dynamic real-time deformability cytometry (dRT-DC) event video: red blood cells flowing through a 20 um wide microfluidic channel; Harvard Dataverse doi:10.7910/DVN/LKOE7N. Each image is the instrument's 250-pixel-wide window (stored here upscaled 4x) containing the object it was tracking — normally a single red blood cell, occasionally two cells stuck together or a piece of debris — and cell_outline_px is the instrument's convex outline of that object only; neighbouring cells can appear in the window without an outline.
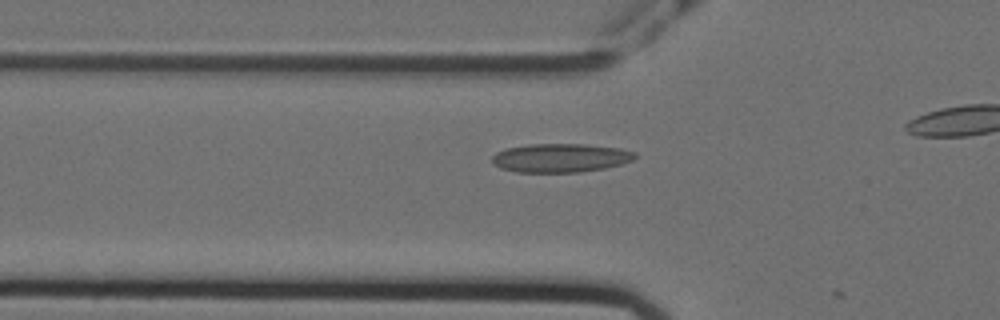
{"species": "Egyptian fruit bat (a non-hibernating species)", "species_latin": "Rousettus aegyptiacus", "temperature_condition": "cold", "stored_images_in_passage": 8, "camera_frame_rate_fps": 3000, "um_per_image_px": 0.085, "animal": {"sex": "female"}, "frame": {"image": 1, "passage_image": 6, "time_ms": 1.667, "image_size_px": [1000, 320], "cell_outline_px": [[636, 156], [632, 160], [620, 164], [604, 168], [580, 172], [516, 172], [500, 168], [492, 160], [492, 156], [496, 152], [504, 148], [528, 144], [584, 144], [620, 148], [636, 152]], "centroid_in_image_um": [47.62, 13.41], "position_along_channel_um": 78.2, "area_um2": 23.93}}